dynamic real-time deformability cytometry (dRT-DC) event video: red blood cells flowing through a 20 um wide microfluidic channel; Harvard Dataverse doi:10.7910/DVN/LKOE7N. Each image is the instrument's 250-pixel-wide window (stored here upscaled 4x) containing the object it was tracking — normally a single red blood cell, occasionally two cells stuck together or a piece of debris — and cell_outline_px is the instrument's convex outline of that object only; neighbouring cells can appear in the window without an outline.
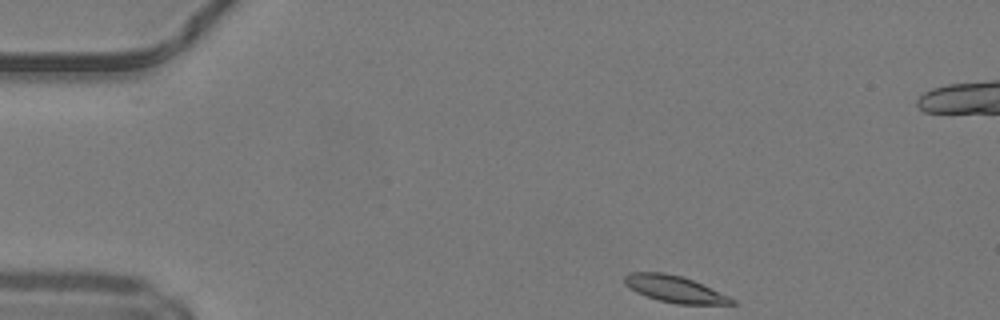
{"species": "common noctule bat (a hibernating species)", "species_latin": "Nyctalus noctula", "temperature_condition": "warm", "stored_images_in_passage": 43, "camera_frame_rate_fps": 3000, "um_per_image_px": 0.085, "animal": {"sex": "male", "body_mass_g": 19.2, "forearm_length_mm": 51.8}, "frame": {"image": 1, "passage_image": 1, "time_ms": 0.0, "image_size_px": [1000, 320], "cell_outline_px": [[736, 304], [676, 304], [660, 300], [636, 292], [624, 284], [624, 276], [628, 272], [664, 272], [680, 276], [692, 280], [728, 296], [736, 300]], "centroid_in_image_um": [57.31, 24.56], "position_along_channel_um": 27.7, "area_um2": 16.42}}
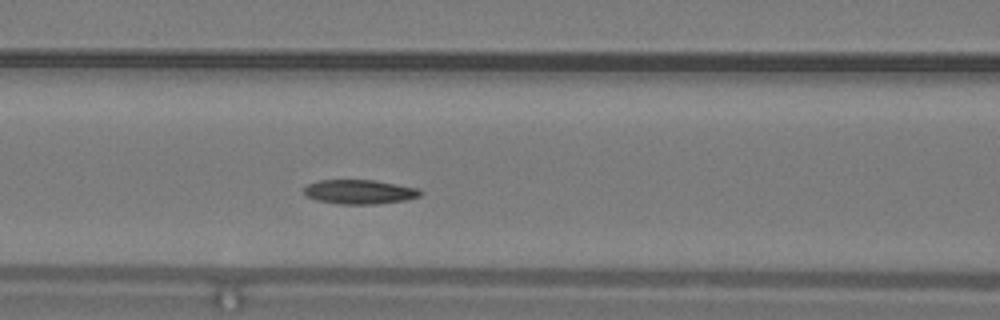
{"frame": {"image": 2, "passage_image": 14, "time_ms": 4.333, "image_size_px": [1000, 320], "cell_outline_px": [[424, 192], [420, 196], [404, 200], [376, 204], [340, 204], [316, 200], [308, 196], [304, 192], [304, 188], [308, 184], [316, 180], [376, 180], [420, 188]], "centroid_in_image_um": [30.59, 16.3], "position_along_channel_um": 136.0, "area_um2": 16.59}}
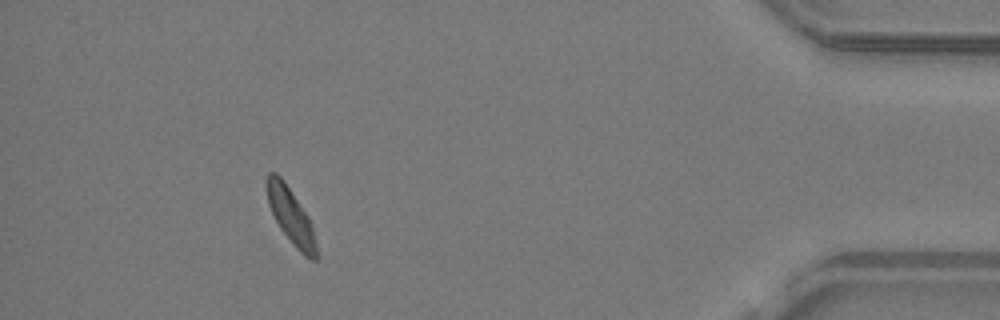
{"frame": {"image": 3, "passage_image": 38, "time_ms": 12.333, "image_size_px": [1000, 320], "cell_outline_px": [[316, 260], [312, 260], [304, 256], [296, 248], [280, 228], [268, 204], [264, 188], [264, 180], [268, 172], [276, 172], [284, 180], [308, 216], [312, 224], [316, 244]], "centroid_in_image_um": [24.67, 18.29], "position_along_channel_um": 410.5, "area_um2": 16.24}, "authors_computed_cell_mechanics": {"area_um2": 16.6464, "velocity_mm_per_s": 4.1596, "shape_relaxation_time_tau1_ms": 3.1569, "shape_relaxation_time_tau2_ms": 2.7801, "deformation_change_tau1": 0.133, "deformation_change_tau2": 0.0853}}